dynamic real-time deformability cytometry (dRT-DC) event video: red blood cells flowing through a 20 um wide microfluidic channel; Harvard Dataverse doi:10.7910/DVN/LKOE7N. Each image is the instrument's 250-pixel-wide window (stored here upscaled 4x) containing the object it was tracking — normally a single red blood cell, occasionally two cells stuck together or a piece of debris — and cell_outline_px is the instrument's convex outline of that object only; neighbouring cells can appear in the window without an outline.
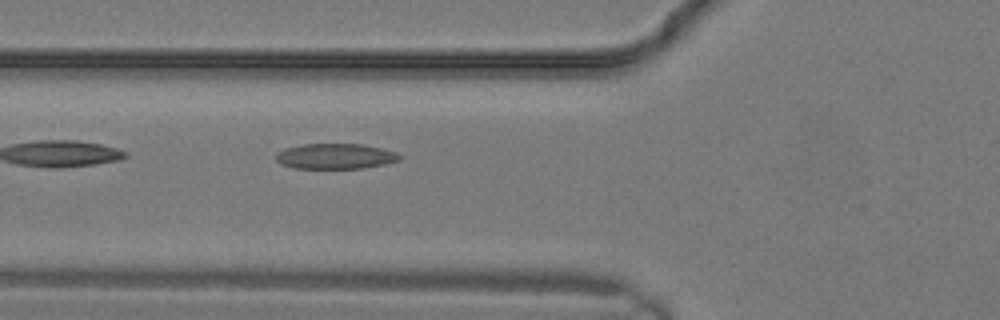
{"species": "common noctule bat (a hibernating species)", "species_latin": "Nyctalus noctula", "temperature_condition": "warm", "stored_images_in_passage": 5, "camera_frame_rate_fps": 3000, "um_per_image_px": 0.085, "animal": {"sex": "male", "body_mass_g": 19.2, "forearm_length_mm": 51.8}, "frame": {"image": 1, "passage_image": 5, "time_ms": 1.333, "image_size_px": [1000, 320], "cell_outline_px": [[400, 160], [384, 164], [364, 168], [292, 168], [280, 164], [276, 160], [276, 152], [284, 148], [304, 144], [360, 144], [380, 148], [396, 152], [400, 156]], "centroid_in_image_um": [28.46, 13.28], "position_along_channel_um": 97.3, "area_um2": 18.26}}